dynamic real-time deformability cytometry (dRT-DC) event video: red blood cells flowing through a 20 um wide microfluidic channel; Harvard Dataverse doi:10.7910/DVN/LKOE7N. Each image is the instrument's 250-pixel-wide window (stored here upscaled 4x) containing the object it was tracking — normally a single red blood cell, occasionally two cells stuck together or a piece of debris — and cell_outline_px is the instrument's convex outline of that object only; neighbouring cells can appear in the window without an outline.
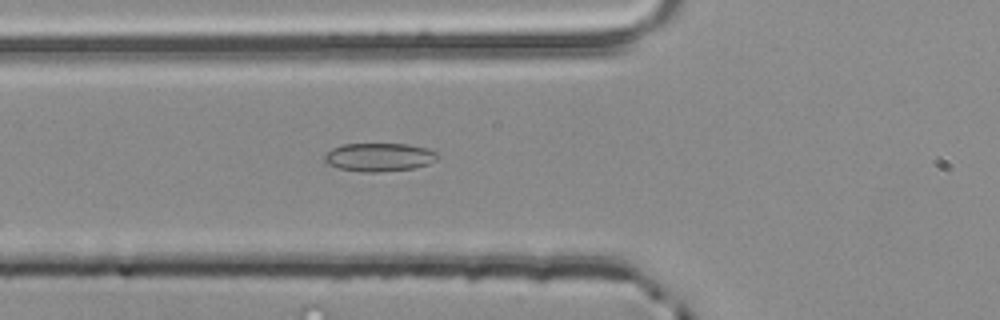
{"species": "common noctule bat (a hibernating species)", "species_latin": "Nyctalus noctula", "temperature_condition": "room temperature", "stored_images_in_passage": 37, "camera_frame_rate_fps": 3000, "um_per_image_px": 0.085, "animal": {"sex": "male", "body_mass_g": 20.4}, "frame": {"image": 1, "passage_image": 3, "time_ms": 0.667, "image_size_px": [1000, 320], "cell_outline_px": [[436, 160], [428, 164], [416, 168], [376, 172], [364, 172], [340, 168], [328, 164], [324, 160], [324, 156], [332, 148], [344, 144], [408, 144], [424, 148], [436, 152]], "centroid_in_image_um": [32.22, 13.36], "position_along_channel_um": 93.6, "area_um2": 18.44}}
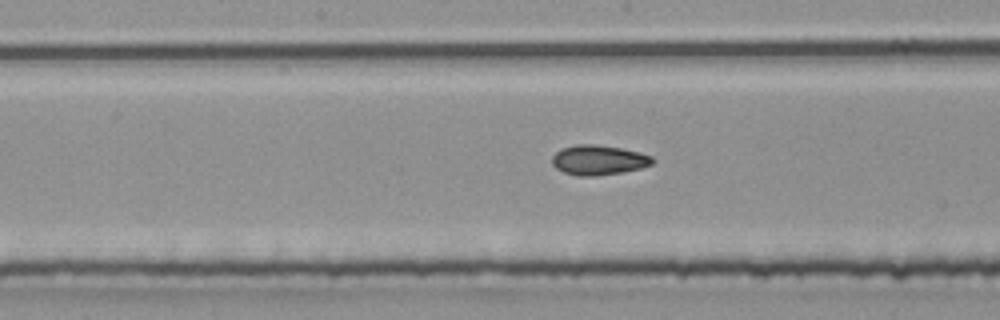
{"frame": {"image": 2, "passage_image": 11, "time_ms": 3.333, "image_size_px": [1000, 320], "cell_outline_px": [[652, 164], [640, 168], [620, 172], [596, 176], [576, 176], [564, 172], [556, 168], [552, 164], [552, 156], [560, 148], [576, 144], [592, 144], [620, 148], [640, 152], [652, 156]], "centroid_in_image_um": [50.83, 13.6], "position_along_channel_um": 197.4, "area_um2": 17.4}}
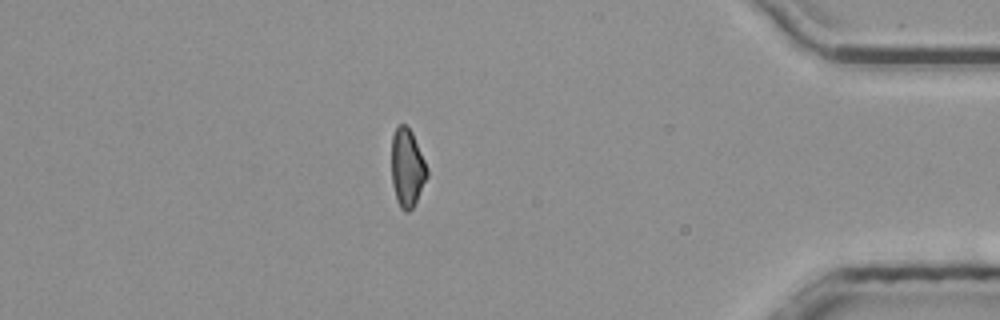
{"frame": {"image": 3, "passage_image": 30, "time_ms": 9.667, "image_size_px": [1000, 320], "cell_outline_px": [[428, 176], [412, 208], [408, 212], [404, 212], [400, 208], [396, 200], [392, 184], [392, 136], [396, 128], [400, 124], [404, 124], [412, 132], [428, 168]], "centroid_in_image_um": [34.61, 14.29], "position_along_channel_um": 400.6, "area_um2": 16.13}, "authors_computed_cell_mechanics": {"area_um2": 16.5886, "velocity_mm_per_s": 3.8575, "shape_relaxation_time_tau1_ms": 10.1157, "shape_relaxation_time_tau2_ms": 3.2609, "deformation_change_tau1": 0.1703, "deformation_change_tau2": 0.0711}}